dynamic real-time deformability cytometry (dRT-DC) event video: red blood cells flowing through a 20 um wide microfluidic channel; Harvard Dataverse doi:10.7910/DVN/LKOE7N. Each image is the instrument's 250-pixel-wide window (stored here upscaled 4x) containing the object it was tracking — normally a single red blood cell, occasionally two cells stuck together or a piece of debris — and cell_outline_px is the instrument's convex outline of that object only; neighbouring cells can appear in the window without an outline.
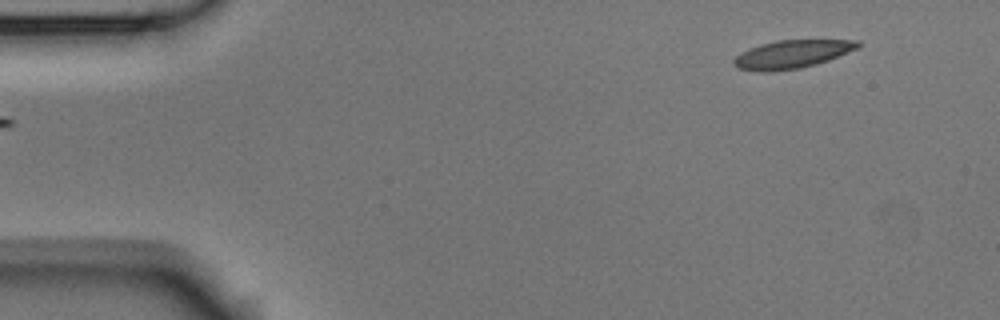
{"species": "Egyptian fruit bat (a non-hibernating species)", "species_latin": "Rousettus aegyptiacus", "temperature_condition": "room temperature", "stored_images_in_passage": 5, "camera_frame_rate_fps": 3000, "um_per_image_px": 0.085, "animal": {"sex": "male"}, "frame": {"image": 1, "passage_image": 5, "time_ms": 1.333, "image_size_px": [1000, 320], "cell_outline_px": [[860, 48], [828, 60], [816, 64], [800, 68], [768, 72], [756, 72], [736, 68], [732, 64], [732, 60], [736, 56], [748, 48], [760, 44], [776, 40], [860, 40]], "centroid_in_image_um": [67.28, 4.61], "position_along_channel_um": 17.7, "area_um2": 20.63}}